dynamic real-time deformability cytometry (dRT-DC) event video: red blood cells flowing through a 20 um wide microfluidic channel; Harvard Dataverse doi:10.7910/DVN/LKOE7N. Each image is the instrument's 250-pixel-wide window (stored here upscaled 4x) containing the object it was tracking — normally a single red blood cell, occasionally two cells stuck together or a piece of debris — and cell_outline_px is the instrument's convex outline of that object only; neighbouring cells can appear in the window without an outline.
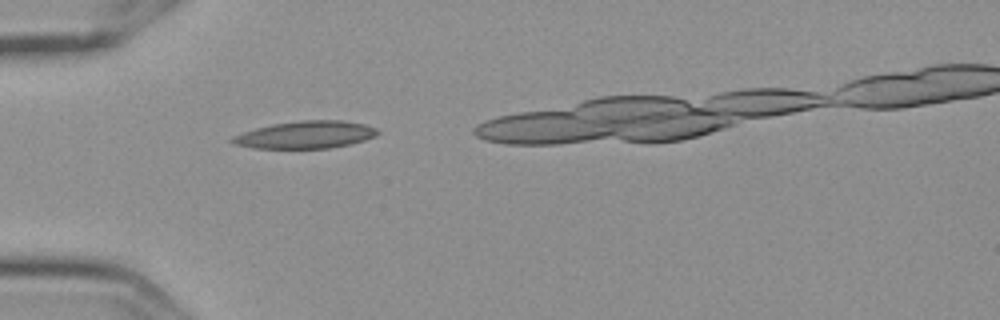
{"species": "Egyptian fruit bat (a non-hibernating species)", "species_latin": "Rousettus aegyptiacus", "temperature_condition": "cold", "stored_images_in_passage": 1, "camera_frame_rate_fps": 3000, "um_per_image_px": 0.085, "frame": {"image": 1, "passage_image": 1, "time_ms": 0.0, "image_size_px": [1000, 320], "cell_outline_px": [[380, 132], [376, 136], [352, 144], [328, 148], [252, 148], [232, 144], [228, 140], [232, 136], [256, 128], [272, 124], [300, 120], [344, 120], [364, 124], [376, 128]], "centroid_in_image_um": [25.96, 11.45], "position_along_channel_um": 59.0, "area_um2": 23.35}}